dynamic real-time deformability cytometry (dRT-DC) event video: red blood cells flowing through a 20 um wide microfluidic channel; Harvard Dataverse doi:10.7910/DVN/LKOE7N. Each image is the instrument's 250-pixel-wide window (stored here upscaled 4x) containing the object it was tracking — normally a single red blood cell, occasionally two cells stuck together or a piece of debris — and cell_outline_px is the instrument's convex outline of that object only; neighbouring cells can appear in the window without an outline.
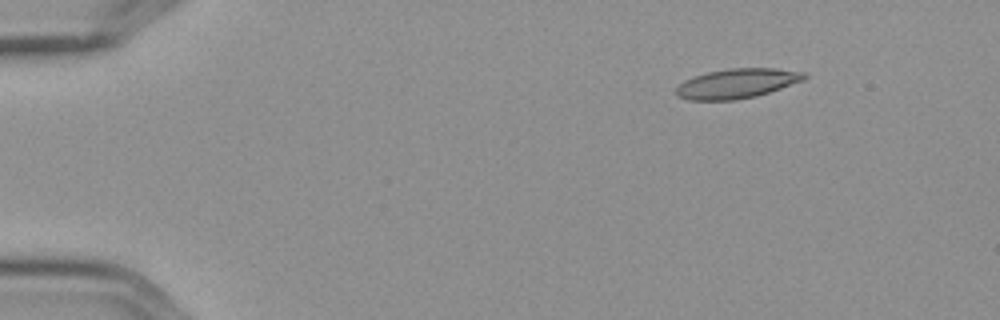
{"species": "Egyptian fruit bat (a non-hibernating species)", "species_latin": "Rousettus aegyptiacus", "temperature_condition": "cold", "stored_images_in_passage": 5, "camera_frame_rate_fps": 3000, "um_per_image_px": 0.085, "frame": {"image": 1, "passage_image": 3, "time_ms": 0.667, "image_size_px": [1000, 320], "cell_outline_px": [[808, 76], [804, 80], [756, 96], [732, 100], [688, 100], [676, 96], [676, 88], [684, 80], [708, 72], [728, 68], [776, 68], [804, 72]], "centroid_in_image_um": [62.63, 7.09], "position_along_channel_um": 22.4, "area_um2": 22.02}}